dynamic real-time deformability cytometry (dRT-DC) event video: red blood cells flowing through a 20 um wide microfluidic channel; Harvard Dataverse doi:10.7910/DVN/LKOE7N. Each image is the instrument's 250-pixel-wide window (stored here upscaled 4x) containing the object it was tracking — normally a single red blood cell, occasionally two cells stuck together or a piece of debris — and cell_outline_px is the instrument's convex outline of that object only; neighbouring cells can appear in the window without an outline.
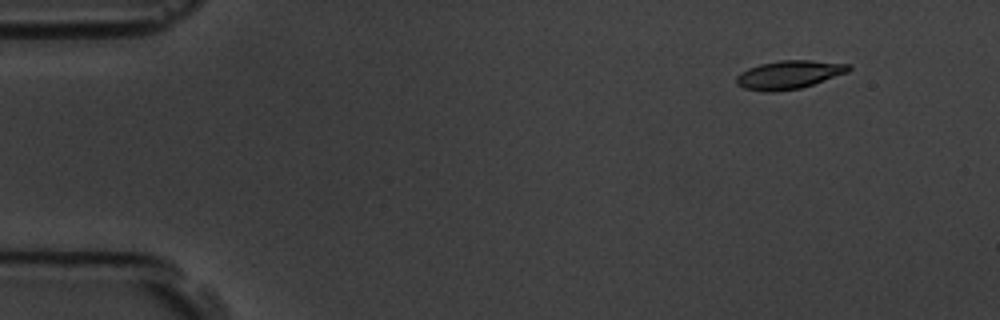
{"species": "common noctule bat (a hibernating species)", "species_latin": "Nyctalus noctula", "temperature_condition": "room temperature", "stored_images_in_passage": 4, "camera_frame_rate_fps": 3000, "um_per_image_px": 0.085, "animal": {"sex": "male", "body_mass_g": 19.5, "forearm_length_mm": 54.6}, "frame": {"image": 1, "passage_image": 1, "time_ms": 0.0, "image_size_px": [1000, 320], "cell_outline_px": [[852, 68], [848, 72], [800, 88], [772, 92], [764, 92], [744, 88], [736, 84], [736, 76], [740, 72], [748, 68], [760, 64], [780, 60], [812, 60], [852, 64]], "centroid_in_image_um": [67.06, 6.34], "position_along_channel_um": 17.9, "area_um2": 18.61}}
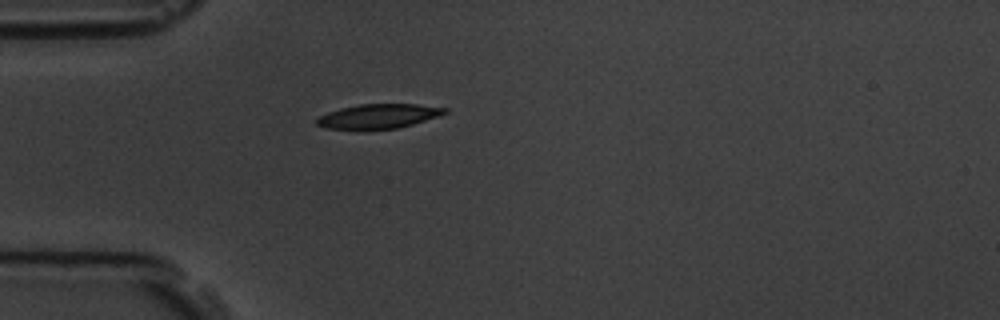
{"frame": {"image": 2, "passage_image": 4, "time_ms": 3.333, "image_size_px": [1000, 320], "cell_outline_px": [[448, 112], [440, 116], [412, 124], [396, 128], [324, 128], [316, 124], [316, 120], [320, 116], [328, 112], [340, 108], [360, 104], [416, 104], [448, 108]], "centroid_in_image_um": [32.21, 9.85], "position_along_channel_um": 52.8, "area_um2": 17.86}}